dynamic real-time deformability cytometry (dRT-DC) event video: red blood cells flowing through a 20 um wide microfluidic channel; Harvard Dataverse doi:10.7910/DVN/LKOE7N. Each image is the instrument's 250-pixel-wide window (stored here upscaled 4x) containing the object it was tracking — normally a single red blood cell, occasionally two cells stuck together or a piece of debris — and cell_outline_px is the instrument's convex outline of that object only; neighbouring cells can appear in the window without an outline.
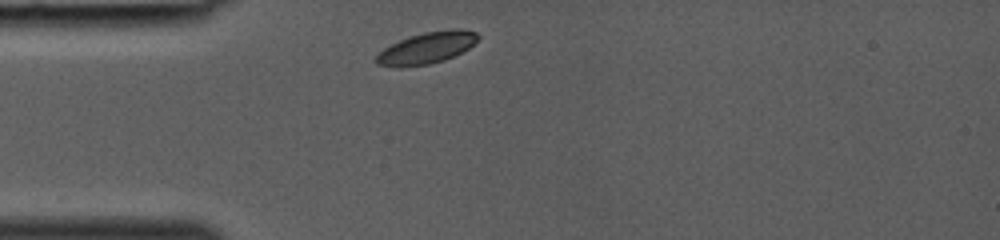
{"species": "common noctule bat (a hibernating species)", "species_latin": "Nyctalus noctula", "temperature_condition": "room temperature", "stored_images_in_passage": 25, "camera_frame_rate_fps": 3000, "um_per_image_px": 0.085, "animal": {"sex": "female", "body_mass_g": 19.0, "forearm_length_mm": 53.3}, "frame": {"image": 1, "passage_image": 1, "time_ms": 0.0, "image_size_px": [1000, 240], "cell_outline_px": [[480, 36], [468, 48], [444, 60], [428, 64], [400, 68], [376, 64], [376, 56], [384, 48], [408, 36], [424, 32], [456, 28], [476, 32]], "centroid_in_image_um": [36.24, 4.07], "position_along_channel_um": 48.8, "area_um2": 18.5}}
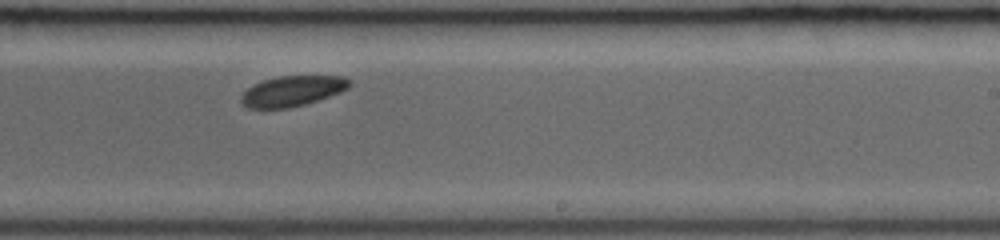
{"frame": {"image": 2, "passage_image": 15, "time_ms": 4.667, "image_size_px": [1000, 240], "cell_outline_px": [[352, 84], [348, 88], [340, 92], [304, 104], [288, 108], [248, 108], [240, 100], [240, 96], [248, 88], [264, 80], [280, 76], [344, 76], [352, 80]], "centroid_in_image_um": [24.88, 7.73], "position_along_channel_um": 264.1, "area_um2": 18.96}}
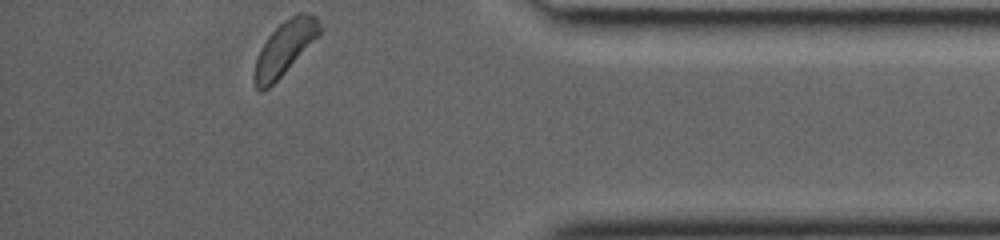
{"frame": {"image": 3, "passage_image": 25, "time_ms": 8.0, "image_size_px": [1000, 240], "cell_outline_px": [[320, 32], [284, 72], [268, 88], [260, 92], [256, 88], [252, 80], [252, 76], [256, 60], [260, 48], [268, 36], [284, 20], [296, 12], [308, 12], [316, 16], [320, 28]], "centroid_in_image_um": [24.13, 4.07], "position_along_channel_um": 411.1, "area_um2": 19.94}}